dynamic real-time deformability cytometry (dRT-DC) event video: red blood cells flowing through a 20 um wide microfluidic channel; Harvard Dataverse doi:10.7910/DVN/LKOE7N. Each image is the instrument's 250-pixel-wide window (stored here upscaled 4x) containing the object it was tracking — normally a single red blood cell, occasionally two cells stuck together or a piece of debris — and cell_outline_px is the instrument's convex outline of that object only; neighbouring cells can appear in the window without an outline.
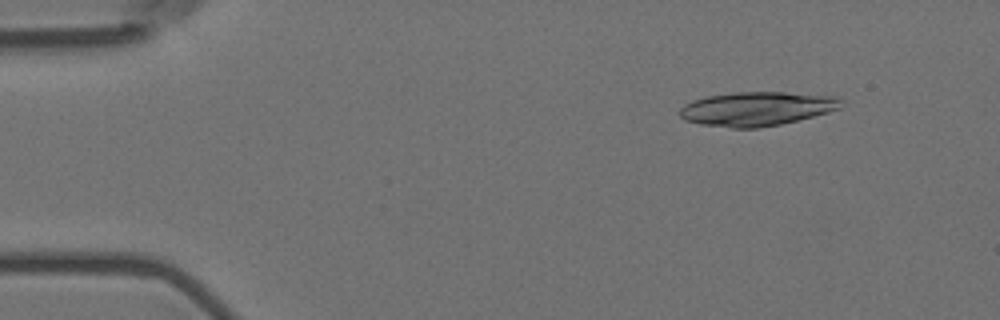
{"species": "Egyptian fruit bat (a non-hibernating species)", "species_latin": "Rousettus aegyptiacus", "temperature_condition": "room temperature", "stored_images_in_passage": 17, "camera_frame_rate_fps": 3000, "um_per_image_px": 0.085, "animal": {"sex": "female"}, "frame": {"image": 1, "passage_image": 6, "time_ms": 1.667, "image_size_px": [1000, 320], "cell_outline_px": [[840, 108], [828, 112], [780, 124], [760, 128], [732, 128], [700, 124], [684, 120], [680, 116], [680, 108], [684, 104], [692, 100], [708, 96], [736, 92], [784, 92], [840, 96]], "centroid_in_image_um": [64.3, 9.24], "position_along_channel_um": 20.7, "area_um2": 31.96}}
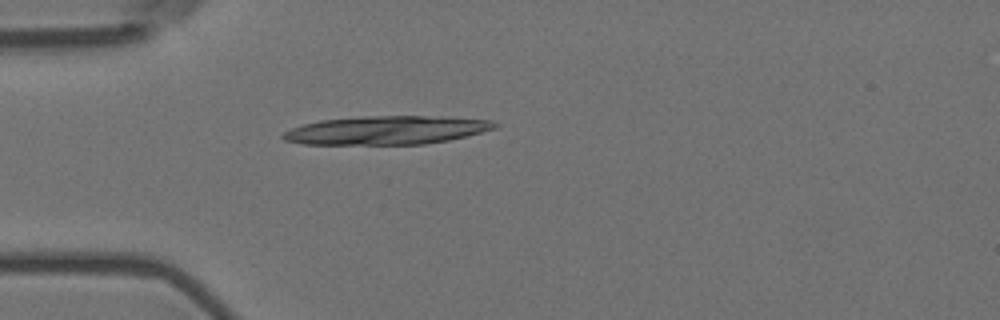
{"frame": {"image": 2, "passage_image": 15, "time_ms": 4.667, "image_size_px": [1000, 320], "cell_outline_px": [[500, 124], [496, 128], [448, 140], [424, 144], [304, 144], [284, 140], [280, 136], [284, 132], [292, 128], [304, 124], [320, 120], [360, 116], [424, 116], [492, 120]], "centroid_in_image_um": [32.82, 11.06], "position_along_channel_um": 52.2, "area_um2": 34.91}}